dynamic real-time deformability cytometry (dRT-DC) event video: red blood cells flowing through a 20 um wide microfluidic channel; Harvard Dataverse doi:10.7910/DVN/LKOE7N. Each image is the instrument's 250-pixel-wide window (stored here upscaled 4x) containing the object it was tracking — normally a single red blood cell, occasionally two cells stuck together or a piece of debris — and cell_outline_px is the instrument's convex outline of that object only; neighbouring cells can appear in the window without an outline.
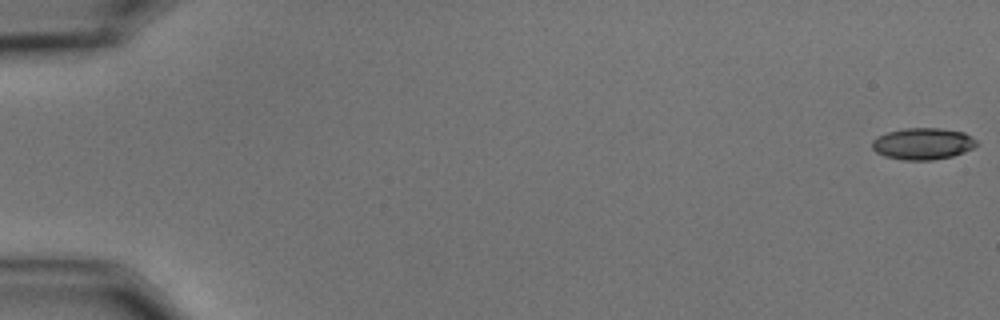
{"species": "common noctule bat (a hibernating species)", "species_latin": "Nyctalus noctula", "temperature_condition": "cold", "stored_images_in_passage": 59, "camera_frame_rate_fps": 3000, "um_per_image_px": 0.085, "animal": {"sex": "male", "body_mass_g": 15.6}, "frame": {"image": 1, "passage_image": 1, "time_ms": 0.0, "image_size_px": [1000, 320], "cell_outline_px": [[976, 144], [972, 148], [964, 152], [952, 156], [932, 160], [904, 160], [884, 156], [876, 152], [872, 148], [872, 140], [876, 136], [888, 132], [904, 128], [940, 128], [964, 132], [976, 140]], "centroid_in_image_um": [78.41, 12.21], "position_along_channel_um": 6.6, "area_um2": 19.25}}
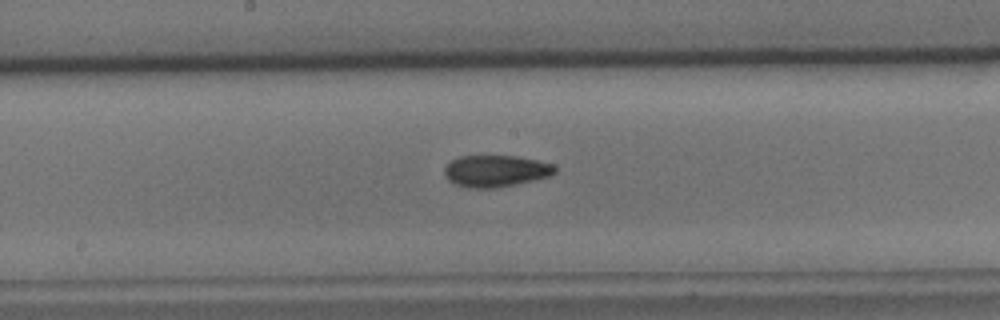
{"frame": {"image": 2, "passage_image": 32, "time_ms": 10.333, "image_size_px": [1000, 320], "cell_outline_px": [[556, 172], [548, 176], [532, 180], [496, 188], [468, 188], [456, 184], [448, 180], [444, 176], [444, 168], [452, 160], [460, 156], [516, 156], [536, 160], [552, 164], [556, 168]], "centroid_in_image_um": [42.1, 14.53], "position_along_channel_um": 206.1, "area_um2": 20.23}}
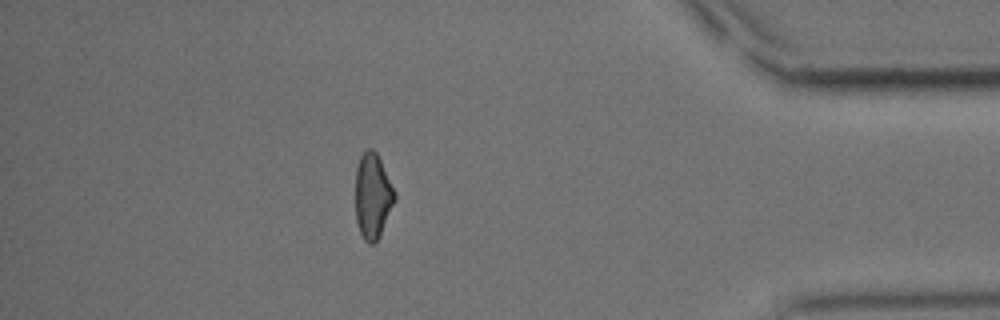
{"frame": {"image": 3, "passage_image": 52, "time_ms": 17.0, "image_size_px": [1000, 320], "cell_outline_px": [[396, 196], [380, 236], [372, 244], [368, 244], [364, 240], [360, 232], [356, 220], [356, 168], [360, 156], [368, 148], [372, 148], [376, 152], [396, 192]], "centroid_in_image_um": [31.67, 16.66], "position_along_channel_um": 403.5, "area_um2": 19.31}, "authors_computed_cell_mechanics": {"area_um2": 19.8254, "velocity_mm_per_s": 3.5027, "shape_relaxation_time_tau1_ms": 7.6073, "shape_relaxation_time_tau2_ms": 4.8898, "deformation_change_tau1": 0.1695, "deformation_change_tau2": 0.1172}}